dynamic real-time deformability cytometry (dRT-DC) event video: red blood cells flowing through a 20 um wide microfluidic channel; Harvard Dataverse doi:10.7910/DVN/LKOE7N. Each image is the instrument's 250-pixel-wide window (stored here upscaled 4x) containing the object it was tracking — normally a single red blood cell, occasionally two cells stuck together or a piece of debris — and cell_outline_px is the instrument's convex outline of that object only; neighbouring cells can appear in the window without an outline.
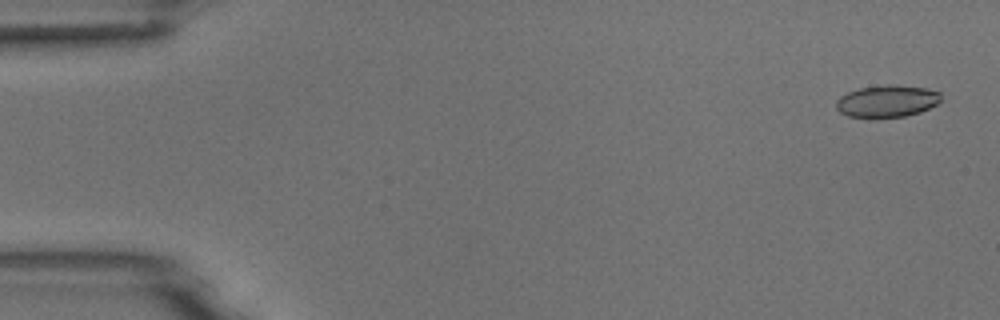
{"species": "common noctule bat (a hibernating species)", "species_latin": "Nyctalus noctula", "temperature_condition": "room temperature", "stored_images_in_passage": 6, "camera_frame_rate_fps": 3000, "um_per_image_px": 0.085, "animal": {"sex": "male", "body_mass_g": 18.8}, "frame": {"image": 1, "passage_image": 1, "time_ms": 0.0, "image_size_px": [1000, 320], "cell_outline_px": [[940, 100], [936, 104], [920, 112], [904, 116], [872, 120], [848, 116], [840, 112], [836, 108], [836, 100], [840, 96], [848, 92], [860, 88], [888, 84], [892, 84], [928, 88], [940, 92]], "centroid_in_image_um": [75.36, 8.62], "position_along_channel_um": 9.6, "area_um2": 20.06}}
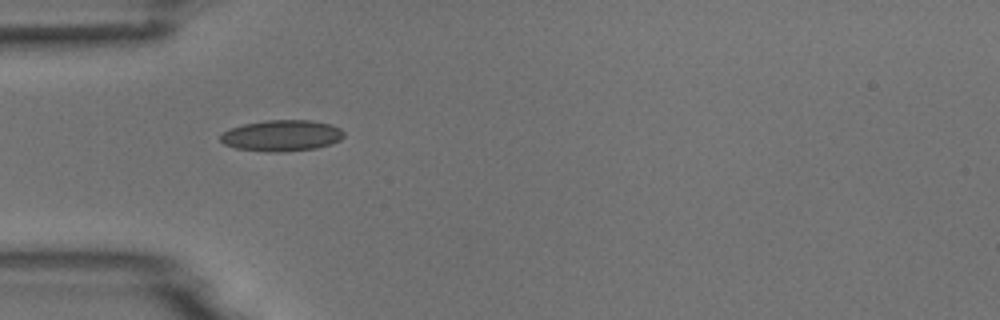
{"frame": {"image": 2, "passage_image": 5, "time_ms": 4.667, "image_size_px": [1000, 320], "cell_outline_px": [[344, 136], [340, 140], [332, 144], [316, 148], [284, 152], [264, 152], [236, 148], [224, 144], [220, 140], [220, 136], [228, 128], [244, 124], [268, 120], [312, 120], [332, 124], [340, 128], [344, 132]], "centroid_in_image_um": [23.96, 11.53], "position_along_channel_um": 61.0, "area_um2": 22.66}}